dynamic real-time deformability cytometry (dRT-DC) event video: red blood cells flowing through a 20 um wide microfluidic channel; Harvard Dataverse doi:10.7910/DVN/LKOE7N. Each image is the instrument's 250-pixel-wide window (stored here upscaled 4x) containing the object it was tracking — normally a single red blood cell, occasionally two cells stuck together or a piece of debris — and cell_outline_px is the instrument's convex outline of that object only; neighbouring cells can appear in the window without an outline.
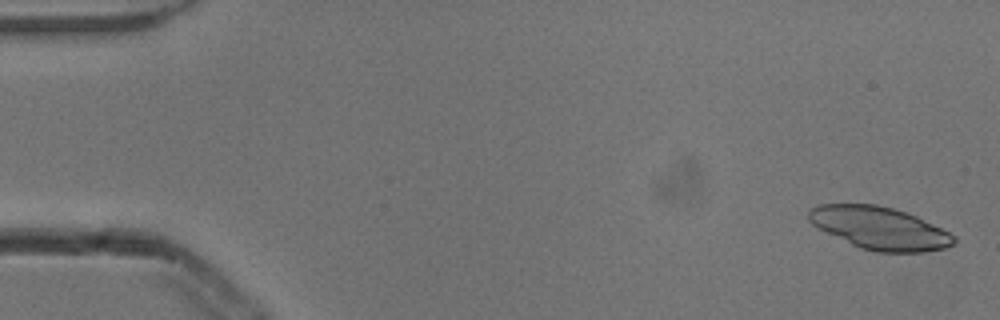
{"species": "common noctule bat (a hibernating species)", "species_latin": "Nyctalus noctula", "temperature_condition": "cold", "stored_images_in_passage": 52, "camera_frame_rate_fps": 3000, "um_per_image_px": 0.085, "animal": {"sex": "male", "body_mass_g": 13.3}, "frame": {"image": 1, "passage_image": 2, "time_ms": 0.333, "image_size_px": [1000, 320], "cell_outline_px": [[956, 244], [944, 248], [924, 252], [876, 252], [860, 248], [812, 224], [808, 220], [808, 212], [812, 208], [820, 204], [876, 204], [892, 208], [916, 216], [956, 236]], "centroid_in_image_um": [74.79, 19.39], "position_along_channel_um": 10.2, "area_um2": 35.6}}
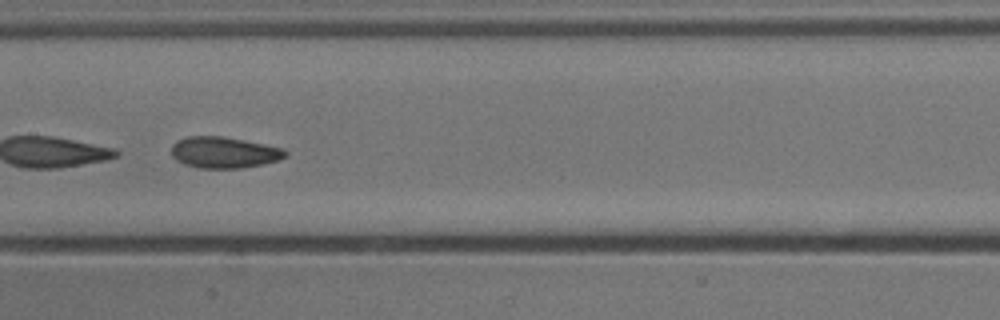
{"frame": {"image": 2, "passage_image": 27, "time_ms": 8.667, "image_size_px": [1000, 320], "cell_outline_px": [[288, 152], [280, 160], [244, 168], [196, 168], [184, 164], [176, 160], [172, 156], [172, 144], [176, 140], [188, 136], [220, 136], [244, 140], [284, 148]], "centroid_in_image_um": [19.02, 12.96], "position_along_channel_um": 188.4, "area_um2": 20.87}}
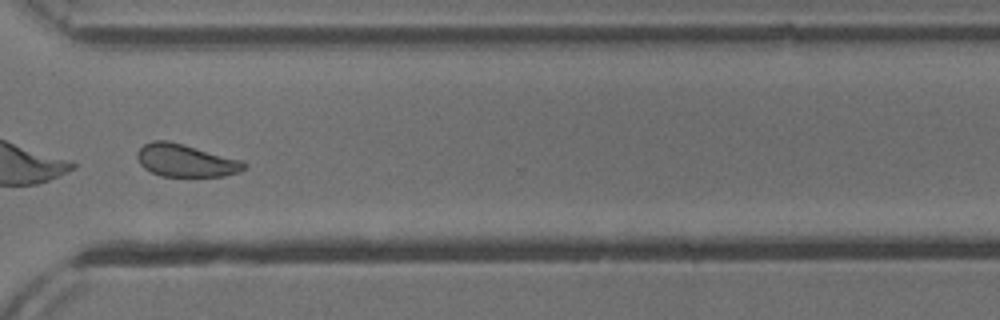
{"frame": {"image": 3, "passage_image": 40, "time_ms": 13.0, "image_size_px": [1000, 320], "cell_outline_px": [[248, 168], [240, 172], [224, 176], [160, 176], [144, 168], [140, 164], [136, 156], [136, 152], [144, 144], [152, 140], [168, 140], [184, 144], [244, 160], [248, 164]], "centroid_in_image_um": [15.83, 13.64], "position_along_channel_um": 354.8, "area_um2": 20.69}, "authors_computed_cell_mechanics": {"area_um2": 28.7266, "velocity_mm_per_s": 3.8518, "shape_relaxation_time_tau1_ms": 3.8339, "shape_relaxation_time_tau2_ms": 1.7636, "deformation_change_tau1": 0.0884, "deformation_change_tau2": 0.0732}}